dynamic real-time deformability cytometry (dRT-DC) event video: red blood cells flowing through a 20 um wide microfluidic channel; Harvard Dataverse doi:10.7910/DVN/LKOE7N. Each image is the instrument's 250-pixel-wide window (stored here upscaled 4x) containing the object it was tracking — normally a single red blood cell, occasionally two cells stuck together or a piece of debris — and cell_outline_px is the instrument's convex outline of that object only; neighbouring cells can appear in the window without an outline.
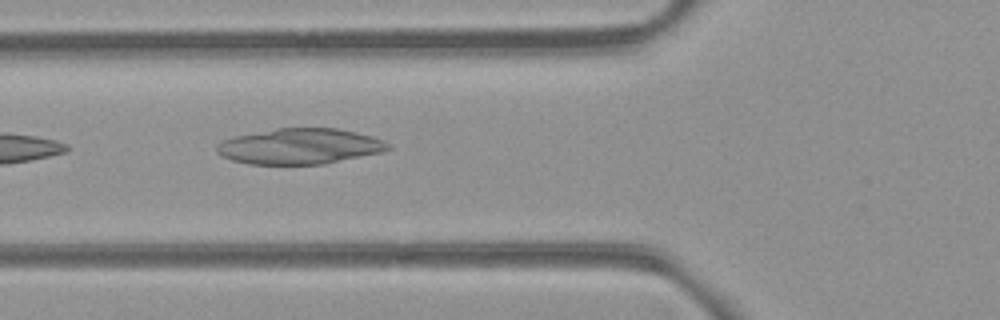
{"species": "common noctule bat (a hibernating species)", "species_latin": "Nyctalus noctula", "temperature_condition": "room temperature", "stored_images_in_passage": 4, "camera_frame_rate_fps": 3000, "um_per_image_px": 0.085, "animal": {"sex": "female", "body_mass_g": 21.9}, "frame": {"image": 1, "passage_image": 3, "time_ms": 2.333, "image_size_px": [1000, 320], "cell_outline_px": [[392, 148], [380, 152], [324, 164], [248, 164], [232, 160], [216, 152], [216, 144], [220, 140], [236, 136], [276, 128], [336, 128], [356, 132], [372, 136], [384, 140]], "centroid_in_image_um": [25.46, 12.43], "position_along_channel_um": 100.3, "area_um2": 35.49}}
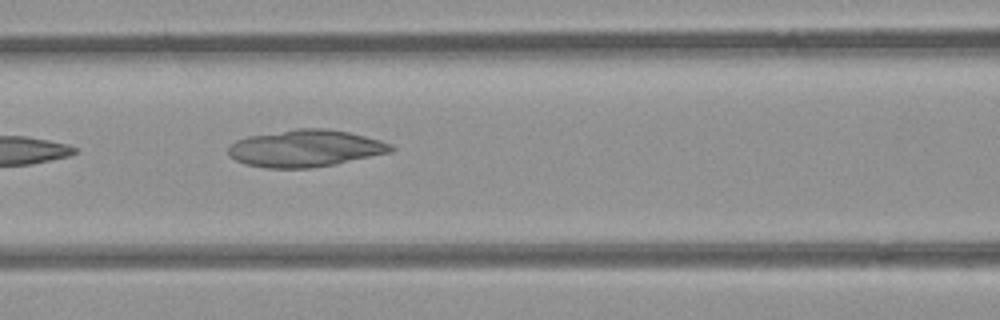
{"frame": {"image": 2, "passage_image": 4, "time_ms": 3.333, "image_size_px": [1000, 320], "cell_outline_px": [[396, 148], [392, 152], [336, 164], [308, 168], [268, 168], [244, 164], [228, 156], [228, 144], [236, 140], [248, 136], [296, 128], [328, 128], [348, 132], [380, 140], [392, 144]], "centroid_in_image_um": [25.94, 12.61], "position_along_channel_um": 140.7, "area_um2": 35.37}}